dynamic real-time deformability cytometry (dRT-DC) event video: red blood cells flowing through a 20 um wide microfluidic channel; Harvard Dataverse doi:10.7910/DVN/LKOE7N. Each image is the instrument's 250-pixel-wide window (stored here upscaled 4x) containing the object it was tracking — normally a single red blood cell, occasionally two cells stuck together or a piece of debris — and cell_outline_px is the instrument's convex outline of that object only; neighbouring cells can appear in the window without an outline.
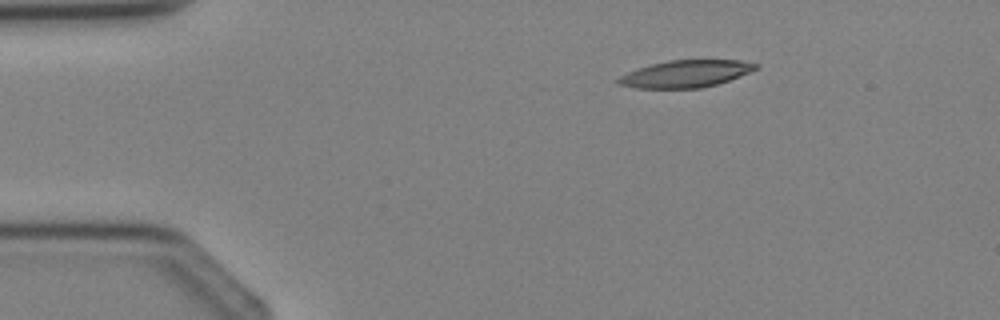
{"species": "Egyptian fruit bat (a non-hibernating species)", "species_latin": "Rousettus aegyptiacus", "temperature_condition": "cold", "stored_images_in_passage": 3, "camera_frame_rate_fps": 3000, "um_per_image_px": 0.085, "animal": {"sex": "female"}, "frame": {"image": 1, "passage_image": 1, "time_ms": 0.0, "image_size_px": [1000, 320], "cell_outline_px": [[756, 68], [748, 72], [728, 80], [716, 84], [700, 88], [636, 88], [616, 84], [616, 80], [620, 76], [636, 68], [668, 60], [740, 60], [756, 64]], "centroid_in_image_um": [58.2, 6.27], "position_along_channel_um": 26.8, "area_um2": 21.44}}